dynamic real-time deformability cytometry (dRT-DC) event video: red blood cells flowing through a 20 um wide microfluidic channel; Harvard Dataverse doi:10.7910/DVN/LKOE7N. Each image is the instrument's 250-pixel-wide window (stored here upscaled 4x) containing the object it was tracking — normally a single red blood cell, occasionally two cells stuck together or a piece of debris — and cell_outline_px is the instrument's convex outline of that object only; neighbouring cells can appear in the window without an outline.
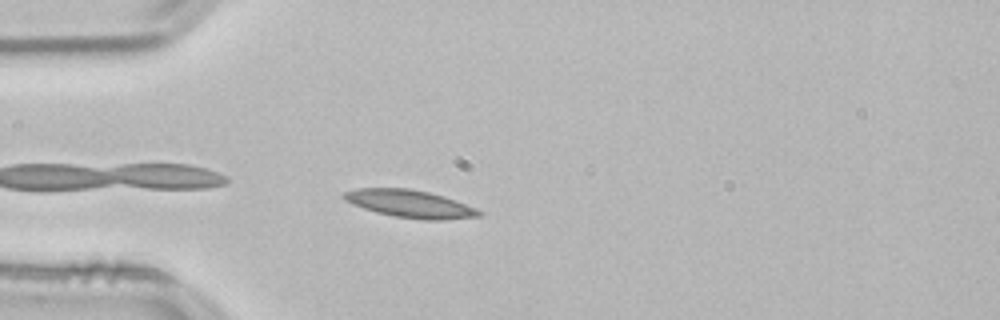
{"species": "common noctule bat (a hibernating species)", "species_latin": "Nyctalus noctula", "temperature_condition": "room temperature", "stored_images_in_passage": 42, "camera_frame_rate_fps": 3000, "um_per_image_px": 0.085, "animal": {"sex": "male", "body_mass_g": 21.5, "forearm_length_mm": 52.0}, "frame": {"image": 1, "passage_image": 2, "time_ms": 0.333, "image_size_px": [1000, 320], "cell_outline_px": [[484, 212], [480, 216], [444, 220], [424, 220], [396, 216], [376, 212], [352, 204], [344, 200], [340, 196], [344, 192], [356, 188], [408, 188], [428, 192], [444, 196], [476, 208]], "centroid_in_image_um": [34.84, 17.32], "position_along_channel_um": 50.2, "area_um2": 21.73}}
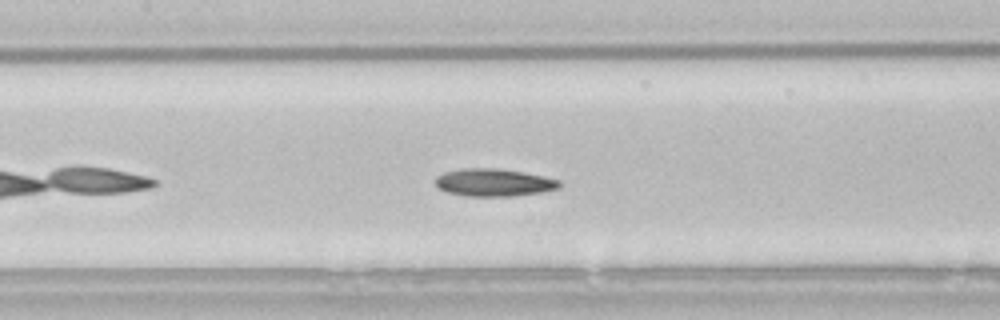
{"frame": {"image": 2, "passage_image": 12, "time_ms": 3.667, "image_size_px": [1000, 320], "cell_outline_px": [[560, 188], [544, 192], [512, 196], [464, 196], [448, 192], [440, 188], [436, 184], [436, 176], [444, 172], [464, 168], [496, 168], [544, 176], [560, 180]], "centroid_in_image_um": [41.99, 15.52], "position_along_channel_um": 165.4, "area_um2": 19.88}}
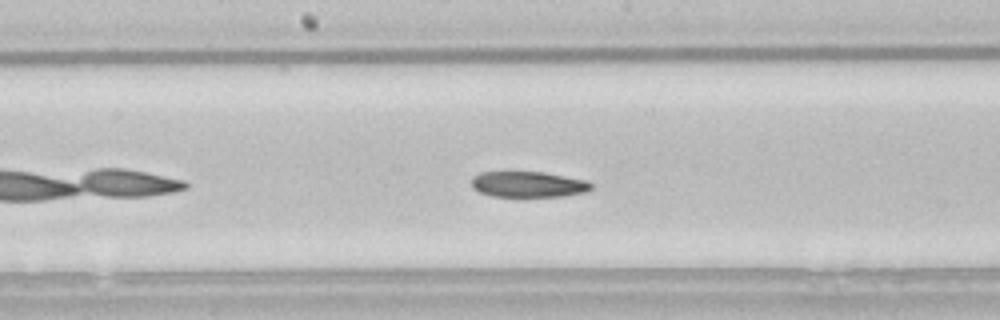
{"frame": {"image": 3, "passage_image": 15, "time_ms": 4.667, "image_size_px": [1000, 320], "cell_outline_px": [[592, 188], [584, 192], [564, 196], [492, 196], [480, 192], [472, 188], [472, 176], [480, 172], [544, 172], [588, 180], [592, 184]], "centroid_in_image_um": [44.9, 15.66], "position_along_channel_um": 203.3, "area_um2": 17.98}}